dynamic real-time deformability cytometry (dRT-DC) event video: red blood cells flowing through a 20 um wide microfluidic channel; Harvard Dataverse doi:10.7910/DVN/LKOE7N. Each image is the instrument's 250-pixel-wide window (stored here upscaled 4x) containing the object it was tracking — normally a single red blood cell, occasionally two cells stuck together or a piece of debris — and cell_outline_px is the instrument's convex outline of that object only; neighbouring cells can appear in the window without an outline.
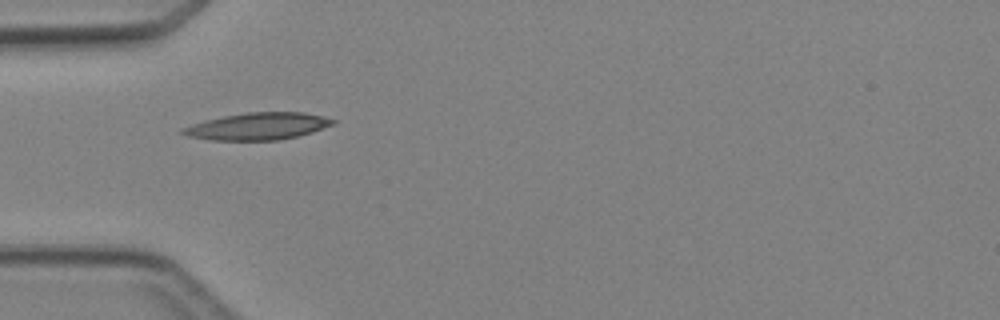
{"species": "Egyptian fruit bat (a non-hibernating species)", "species_latin": "Rousettus aegyptiacus", "temperature_condition": "cold", "stored_images_in_passage": 5, "camera_frame_rate_fps": 3000, "um_per_image_px": 0.085, "animal": {"sex": "female"}, "frame": {"image": 1, "passage_image": 4, "time_ms": 4.667, "image_size_px": [1000, 320], "cell_outline_px": [[336, 124], [312, 132], [296, 136], [276, 140], [212, 140], [188, 136], [180, 132], [180, 128], [204, 120], [224, 116], [248, 112], [304, 112], [336, 120]], "centroid_in_image_um": [21.9, 10.73], "position_along_channel_um": 63.1, "area_um2": 23.58}}
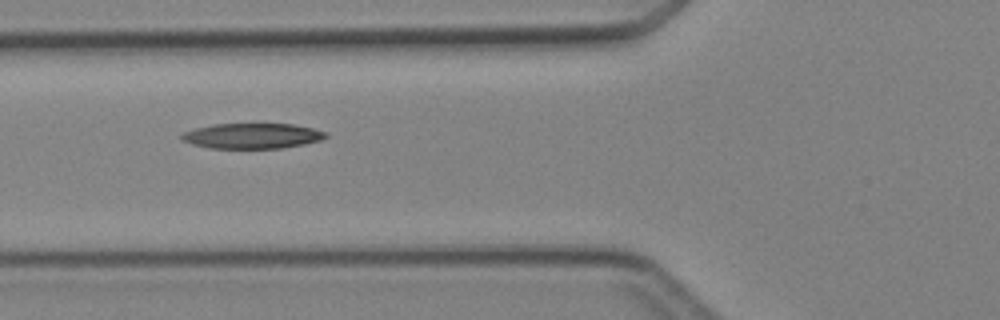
{"frame": {"image": 2, "passage_image": 5, "time_ms": 5.667, "image_size_px": [1000, 320], "cell_outline_px": [[328, 136], [320, 140], [304, 144], [280, 148], [208, 148], [192, 144], [184, 140], [180, 136], [184, 132], [196, 128], [212, 124], [292, 124], [312, 128], [324, 132]], "centroid_in_image_um": [21.42, 11.55], "position_along_channel_um": 104.4, "area_um2": 21.04}}